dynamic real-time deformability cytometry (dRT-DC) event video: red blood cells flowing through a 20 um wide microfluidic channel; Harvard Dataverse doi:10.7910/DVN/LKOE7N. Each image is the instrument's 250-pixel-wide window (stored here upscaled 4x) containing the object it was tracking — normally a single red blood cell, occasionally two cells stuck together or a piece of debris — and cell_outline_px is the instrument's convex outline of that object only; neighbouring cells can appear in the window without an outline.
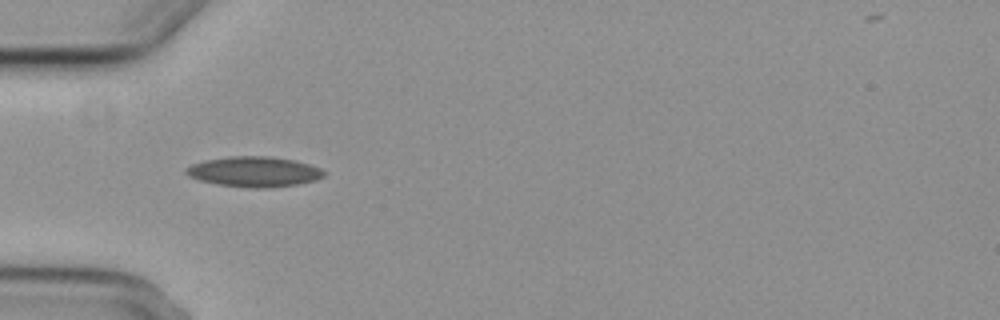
{"species": "common noctule bat (a hibernating species)", "species_latin": "Nyctalus noctula", "temperature_condition": "cold", "stored_images_in_passage": 2, "camera_frame_rate_fps": 3000, "um_per_image_px": 0.085, "animal": {"sex": "female", "body_mass_g": 29.2, "forearm_length_mm": 56.3}, "frame": {"image": 1, "passage_image": 2, "time_ms": 1.333, "image_size_px": [1000, 320], "cell_outline_px": [[324, 176], [316, 180], [296, 184], [268, 188], [252, 188], [216, 184], [200, 180], [188, 176], [184, 172], [184, 168], [192, 164], [208, 160], [232, 156], [268, 156], [292, 160], [308, 164], [320, 168], [324, 172]], "centroid_in_image_um": [21.57, 14.6], "position_along_channel_um": 63.4, "area_um2": 24.1}}